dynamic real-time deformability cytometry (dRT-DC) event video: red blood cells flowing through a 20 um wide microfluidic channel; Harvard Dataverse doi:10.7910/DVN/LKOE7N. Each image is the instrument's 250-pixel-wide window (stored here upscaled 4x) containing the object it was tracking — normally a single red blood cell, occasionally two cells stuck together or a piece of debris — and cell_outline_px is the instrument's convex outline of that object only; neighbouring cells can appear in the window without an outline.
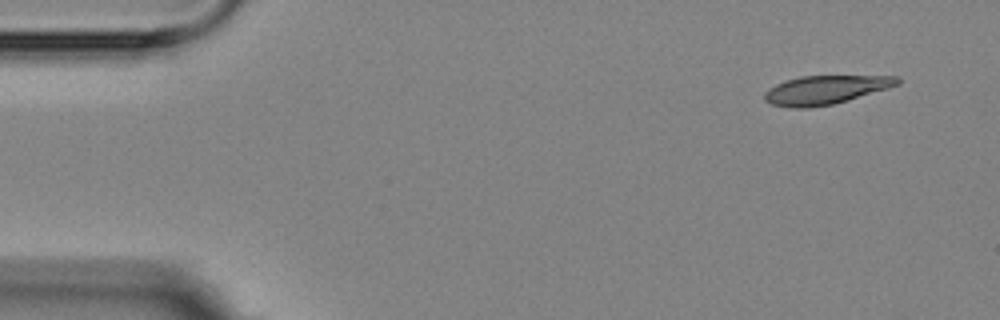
{"species": "Egyptian fruit bat (a non-hibernating species)", "species_latin": "Rousettus aegyptiacus", "temperature_condition": "room temperature", "stored_images_in_passage": 6, "camera_frame_rate_fps": 3000, "um_per_image_px": 0.085, "animal": {"sex": "female"}, "frame": {"image": 1, "passage_image": 1, "time_ms": 0.0, "image_size_px": [1000, 320], "cell_outline_px": [[900, 84], [888, 88], [848, 100], [832, 104], [808, 108], [792, 108], [772, 104], [764, 100], [764, 92], [768, 88], [784, 80], [800, 76], [900, 76]], "centroid_in_image_um": [70.14, 7.63], "position_along_channel_um": 14.9, "area_um2": 22.25}}
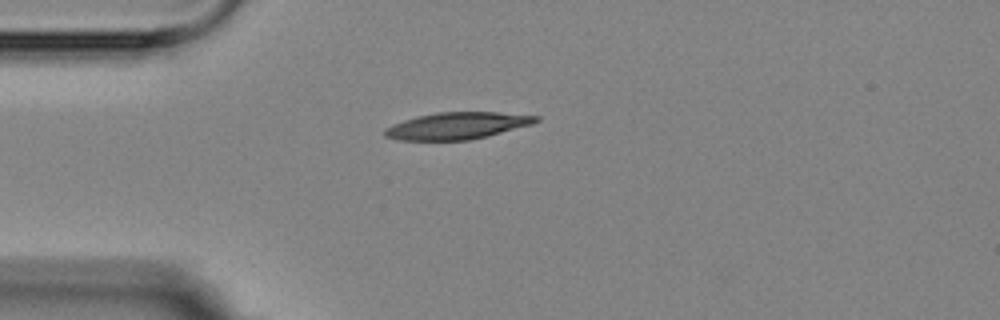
{"frame": {"image": 2, "passage_image": 4, "time_ms": 3.333, "image_size_px": [1000, 320], "cell_outline_px": [[540, 120], [532, 124], [488, 136], [468, 140], [396, 140], [384, 136], [384, 128], [392, 124], [416, 116], [436, 112], [496, 112], [540, 116]], "centroid_in_image_um": [38.83, 10.69], "position_along_channel_um": 46.2, "area_um2": 23.76}}
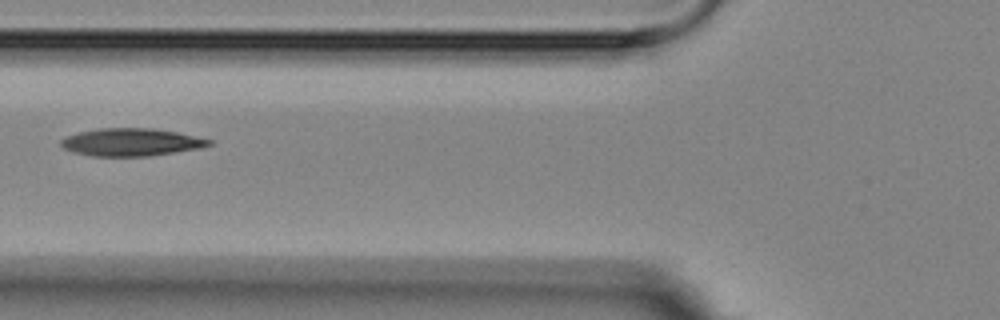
{"frame": {"image": 3, "passage_image": 6, "time_ms": 5.667, "image_size_px": [1000, 320], "cell_outline_px": [[212, 144], [200, 148], [148, 156], [92, 156], [72, 152], [64, 148], [60, 144], [60, 140], [68, 136], [80, 132], [96, 128], [152, 128], [176, 132], [212, 140]], "centroid_in_image_um": [11.12, 12.08], "position_along_channel_um": 114.7, "area_um2": 23.7}}